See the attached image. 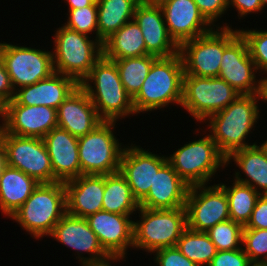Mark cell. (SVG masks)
I'll return each mask as SVG.
<instances>
[{
	"label": "cell",
	"mask_w": 267,
	"mask_h": 266,
	"mask_svg": "<svg viewBox=\"0 0 267 266\" xmlns=\"http://www.w3.org/2000/svg\"><path fill=\"white\" fill-rule=\"evenodd\" d=\"M260 101L262 102V94L239 95L225 109L209 116L202 123L206 124L208 129L205 131L209 132L226 157L235 150L257 144L256 141L251 143L247 139L248 136L252 138L250 134L258 121L262 120Z\"/></svg>",
	"instance_id": "1"
},
{
	"label": "cell",
	"mask_w": 267,
	"mask_h": 266,
	"mask_svg": "<svg viewBox=\"0 0 267 266\" xmlns=\"http://www.w3.org/2000/svg\"><path fill=\"white\" fill-rule=\"evenodd\" d=\"M79 86L88 94L103 121L118 122L135 116L133 99L120 80L115 62L103 55Z\"/></svg>",
	"instance_id": "2"
},
{
	"label": "cell",
	"mask_w": 267,
	"mask_h": 266,
	"mask_svg": "<svg viewBox=\"0 0 267 266\" xmlns=\"http://www.w3.org/2000/svg\"><path fill=\"white\" fill-rule=\"evenodd\" d=\"M184 67L180 53L158 57L152 64L141 90L133 98L136 116L181 106Z\"/></svg>",
	"instance_id": "3"
},
{
	"label": "cell",
	"mask_w": 267,
	"mask_h": 266,
	"mask_svg": "<svg viewBox=\"0 0 267 266\" xmlns=\"http://www.w3.org/2000/svg\"><path fill=\"white\" fill-rule=\"evenodd\" d=\"M66 213L63 182L39 183L30 197L10 217L33 239L48 237Z\"/></svg>",
	"instance_id": "4"
},
{
	"label": "cell",
	"mask_w": 267,
	"mask_h": 266,
	"mask_svg": "<svg viewBox=\"0 0 267 266\" xmlns=\"http://www.w3.org/2000/svg\"><path fill=\"white\" fill-rule=\"evenodd\" d=\"M202 132L206 135L180 145L182 147L173 154L167 155V162L190 187L211 184L218 172L226 169V156L208 132L205 129Z\"/></svg>",
	"instance_id": "5"
},
{
	"label": "cell",
	"mask_w": 267,
	"mask_h": 266,
	"mask_svg": "<svg viewBox=\"0 0 267 266\" xmlns=\"http://www.w3.org/2000/svg\"><path fill=\"white\" fill-rule=\"evenodd\" d=\"M133 227V250L152 253L161 248L175 247L187 228L185 207L148 209L140 207Z\"/></svg>",
	"instance_id": "6"
},
{
	"label": "cell",
	"mask_w": 267,
	"mask_h": 266,
	"mask_svg": "<svg viewBox=\"0 0 267 266\" xmlns=\"http://www.w3.org/2000/svg\"><path fill=\"white\" fill-rule=\"evenodd\" d=\"M54 32V46L51 49L54 70L72 77L80 84L102 56V44L96 38L81 34L63 24Z\"/></svg>",
	"instance_id": "7"
},
{
	"label": "cell",
	"mask_w": 267,
	"mask_h": 266,
	"mask_svg": "<svg viewBox=\"0 0 267 266\" xmlns=\"http://www.w3.org/2000/svg\"><path fill=\"white\" fill-rule=\"evenodd\" d=\"M116 123V121H103L94 130L78 138L81 175H106L119 172L126 144L124 145L115 136Z\"/></svg>",
	"instance_id": "8"
},
{
	"label": "cell",
	"mask_w": 267,
	"mask_h": 266,
	"mask_svg": "<svg viewBox=\"0 0 267 266\" xmlns=\"http://www.w3.org/2000/svg\"><path fill=\"white\" fill-rule=\"evenodd\" d=\"M237 28H224V51L218 77L240 95L261 94L263 77L256 75L259 73L251 59L247 41Z\"/></svg>",
	"instance_id": "9"
},
{
	"label": "cell",
	"mask_w": 267,
	"mask_h": 266,
	"mask_svg": "<svg viewBox=\"0 0 267 266\" xmlns=\"http://www.w3.org/2000/svg\"><path fill=\"white\" fill-rule=\"evenodd\" d=\"M240 94L220 77L183 76V98L180 108H184L203 123L209 116L225 109Z\"/></svg>",
	"instance_id": "10"
},
{
	"label": "cell",
	"mask_w": 267,
	"mask_h": 266,
	"mask_svg": "<svg viewBox=\"0 0 267 266\" xmlns=\"http://www.w3.org/2000/svg\"><path fill=\"white\" fill-rule=\"evenodd\" d=\"M0 144L7 166L19 169L38 183H54L50 157L42 138L16 136L1 128Z\"/></svg>",
	"instance_id": "11"
},
{
	"label": "cell",
	"mask_w": 267,
	"mask_h": 266,
	"mask_svg": "<svg viewBox=\"0 0 267 266\" xmlns=\"http://www.w3.org/2000/svg\"><path fill=\"white\" fill-rule=\"evenodd\" d=\"M0 58L14 91L50 77L54 72L52 51L0 42Z\"/></svg>",
	"instance_id": "12"
},
{
	"label": "cell",
	"mask_w": 267,
	"mask_h": 266,
	"mask_svg": "<svg viewBox=\"0 0 267 266\" xmlns=\"http://www.w3.org/2000/svg\"><path fill=\"white\" fill-rule=\"evenodd\" d=\"M185 209L187 228L196 232H206L230 219L226 192L218 183L191 186Z\"/></svg>",
	"instance_id": "13"
},
{
	"label": "cell",
	"mask_w": 267,
	"mask_h": 266,
	"mask_svg": "<svg viewBox=\"0 0 267 266\" xmlns=\"http://www.w3.org/2000/svg\"><path fill=\"white\" fill-rule=\"evenodd\" d=\"M224 51V28L185 41L179 46L184 75L218 77Z\"/></svg>",
	"instance_id": "14"
},
{
	"label": "cell",
	"mask_w": 267,
	"mask_h": 266,
	"mask_svg": "<svg viewBox=\"0 0 267 266\" xmlns=\"http://www.w3.org/2000/svg\"><path fill=\"white\" fill-rule=\"evenodd\" d=\"M0 123L6 133L43 138L58 127L57 110L43 105H20L12 99L3 106Z\"/></svg>",
	"instance_id": "15"
},
{
	"label": "cell",
	"mask_w": 267,
	"mask_h": 266,
	"mask_svg": "<svg viewBox=\"0 0 267 266\" xmlns=\"http://www.w3.org/2000/svg\"><path fill=\"white\" fill-rule=\"evenodd\" d=\"M66 248L75 251L79 266L88 262L107 259L109 255L101 247L97 236L85 218L65 213L48 236ZM87 254L88 256H86ZM85 255V256H84Z\"/></svg>",
	"instance_id": "16"
},
{
	"label": "cell",
	"mask_w": 267,
	"mask_h": 266,
	"mask_svg": "<svg viewBox=\"0 0 267 266\" xmlns=\"http://www.w3.org/2000/svg\"><path fill=\"white\" fill-rule=\"evenodd\" d=\"M140 145L128 143L122 153L120 173L126 178L133 196L140 202L149 192L157 172L166 162V155H159Z\"/></svg>",
	"instance_id": "17"
},
{
	"label": "cell",
	"mask_w": 267,
	"mask_h": 266,
	"mask_svg": "<svg viewBox=\"0 0 267 266\" xmlns=\"http://www.w3.org/2000/svg\"><path fill=\"white\" fill-rule=\"evenodd\" d=\"M162 9L170 37L180 46L214 27L204 18L194 0H155Z\"/></svg>",
	"instance_id": "18"
},
{
	"label": "cell",
	"mask_w": 267,
	"mask_h": 266,
	"mask_svg": "<svg viewBox=\"0 0 267 266\" xmlns=\"http://www.w3.org/2000/svg\"><path fill=\"white\" fill-rule=\"evenodd\" d=\"M132 216L102 210L85 219L109 256L126 257L128 250L133 248Z\"/></svg>",
	"instance_id": "19"
},
{
	"label": "cell",
	"mask_w": 267,
	"mask_h": 266,
	"mask_svg": "<svg viewBox=\"0 0 267 266\" xmlns=\"http://www.w3.org/2000/svg\"><path fill=\"white\" fill-rule=\"evenodd\" d=\"M133 19L143 33L150 55L170 57L179 53V46L170 37L162 9L155 0H142L135 8Z\"/></svg>",
	"instance_id": "20"
},
{
	"label": "cell",
	"mask_w": 267,
	"mask_h": 266,
	"mask_svg": "<svg viewBox=\"0 0 267 266\" xmlns=\"http://www.w3.org/2000/svg\"><path fill=\"white\" fill-rule=\"evenodd\" d=\"M42 139L50 157L54 183H64L81 175L77 137L56 127Z\"/></svg>",
	"instance_id": "21"
},
{
	"label": "cell",
	"mask_w": 267,
	"mask_h": 266,
	"mask_svg": "<svg viewBox=\"0 0 267 266\" xmlns=\"http://www.w3.org/2000/svg\"><path fill=\"white\" fill-rule=\"evenodd\" d=\"M58 127L79 138L94 130L103 120L88 94L78 86L57 108Z\"/></svg>",
	"instance_id": "22"
},
{
	"label": "cell",
	"mask_w": 267,
	"mask_h": 266,
	"mask_svg": "<svg viewBox=\"0 0 267 266\" xmlns=\"http://www.w3.org/2000/svg\"><path fill=\"white\" fill-rule=\"evenodd\" d=\"M78 86L72 77L54 72L44 80L15 90L13 100L20 105H43L57 110Z\"/></svg>",
	"instance_id": "23"
},
{
	"label": "cell",
	"mask_w": 267,
	"mask_h": 266,
	"mask_svg": "<svg viewBox=\"0 0 267 266\" xmlns=\"http://www.w3.org/2000/svg\"><path fill=\"white\" fill-rule=\"evenodd\" d=\"M190 186L166 162L157 172L148 194L139 202L148 209H174L185 207Z\"/></svg>",
	"instance_id": "24"
},
{
	"label": "cell",
	"mask_w": 267,
	"mask_h": 266,
	"mask_svg": "<svg viewBox=\"0 0 267 266\" xmlns=\"http://www.w3.org/2000/svg\"><path fill=\"white\" fill-rule=\"evenodd\" d=\"M66 190V212L86 218L102 211L104 175H80L64 182Z\"/></svg>",
	"instance_id": "25"
},
{
	"label": "cell",
	"mask_w": 267,
	"mask_h": 266,
	"mask_svg": "<svg viewBox=\"0 0 267 266\" xmlns=\"http://www.w3.org/2000/svg\"><path fill=\"white\" fill-rule=\"evenodd\" d=\"M232 162L233 166L236 164L232 180L251 186L260 195H267V154L258 143L233 151L226 157V167Z\"/></svg>",
	"instance_id": "26"
},
{
	"label": "cell",
	"mask_w": 267,
	"mask_h": 266,
	"mask_svg": "<svg viewBox=\"0 0 267 266\" xmlns=\"http://www.w3.org/2000/svg\"><path fill=\"white\" fill-rule=\"evenodd\" d=\"M38 182L19 169L4 164L0 172V210L9 218L30 197Z\"/></svg>",
	"instance_id": "27"
},
{
	"label": "cell",
	"mask_w": 267,
	"mask_h": 266,
	"mask_svg": "<svg viewBox=\"0 0 267 266\" xmlns=\"http://www.w3.org/2000/svg\"><path fill=\"white\" fill-rule=\"evenodd\" d=\"M148 54L143 33L134 19L111 34L102 44V55L112 61Z\"/></svg>",
	"instance_id": "28"
},
{
	"label": "cell",
	"mask_w": 267,
	"mask_h": 266,
	"mask_svg": "<svg viewBox=\"0 0 267 266\" xmlns=\"http://www.w3.org/2000/svg\"><path fill=\"white\" fill-rule=\"evenodd\" d=\"M142 0H96L98 41L103 44L111 34L133 20L136 6Z\"/></svg>",
	"instance_id": "29"
},
{
	"label": "cell",
	"mask_w": 267,
	"mask_h": 266,
	"mask_svg": "<svg viewBox=\"0 0 267 266\" xmlns=\"http://www.w3.org/2000/svg\"><path fill=\"white\" fill-rule=\"evenodd\" d=\"M140 208L126 178L119 172L104 175L102 210L121 215H134Z\"/></svg>",
	"instance_id": "30"
},
{
	"label": "cell",
	"mask_w": 267,
	"mask_h": 266,
	"mask_svg": "<svg viewBox=\"0 0 267 266\" xmlns=\"http://www.w3.org/2000/svg\"><path fill=\"white\" fill-rule=\"evenodd\" d=\"M232 185L218 183L226 192L230 219L245 226L260 194L251 186L230 180Z\"/></svg>",
	"instance_id": "31"
},
{
	"label": "cell",
	"mask_w": 267,
	"mask_h": 266,
	"mask_svg": "<svg viewBox=\"0 0 267 266\" xmlns=\"http://www.w3.org/2000/svg\"><path fill=\"white\" fill-rule=\"evenodd\" d=\"M157 58V56L148 54L114 60L119 71L120 80L132 99L141 90L142 84Z\"/></svg>",
	"instance_id": "32"
},
{
	"label": "cell",
	"mask_w": 267,
	"mask_h": 266,
	"mask_svg": "<svg viewBox=\"0 0 267 266\" xmlns=\"http://www.w3.org/2000/svg\"><path fill=\"white\" fill-rule=\"evenodd\" d=\"M176 247L190 261L198 266H209L217 249L206 232L186 228L177 241Z\"/></svg>",
	"instance_id": "33"
},
{
	"label": "cell",
	"mask_w": 267,
	"mask_h": 266,
	"mask_svg": "<svg viewBox=\"0 0 267 266\" xmlns=\"http://www.w3.org/2000/svg\"><path fill=\"white\" fill-rule=\"evenodd\" d=\"M243 229L244 226L240 223L229 219L217 223L206 233L209 235L217 251H230L242 247Z\"/></svg>",
	"instance_id": "34"
},
{
	"label": "cell",
	"mask_w": 267,
	"mask_h": 266,
	"mask_svg": "<svg viewBox=\"0 0 267 266\" xmlns=\"http://www.w3.org/2000/svg\"><path fill=\"white\" fill-rule=\"evenodd\" d=\"M239 32L247 41L251 59L256 64L259 75H267V29L242 27ZM266 73V75H265Z\"/></svg>",
	"instance_id": "35"
},
{
	"label": "cell",
	"mask_w": 267,
	"mask_h": 266,
	"mask_svg": "<svg viewBox=\"0 0 267 266\" xmlns=\"http://www.w3.org/2000/svg\"><path fill=\"white\" fill-rule=\"evenodd\" d=\"M67 11L66 15L68 16L65 17L68 19L63 25L87 36L93 35L92 37L98 40L97 6H86Z\"/></svg>",
	"instance_id": "36"
},
{
	"label": "cell",
	"mask_w": 267,
	"mask_h": 266,
	"mask_svg": "<svg viewBox=\"0 0 267 266\" xmlns=\"http://www.w3.org/2000/svg\"><path fill=\"white\" fill-rule=\"evenodd\" d=\"M242 248L251 263H267V229H243Z\"/></svg>",
	"instance_id": "37"
},
{
	"label": "cell",
	"mask_w": 267,
	"mask_h": 266,
	"mask_svg": "<svg viewBox=\"0 0 267 266\" xmlns=\"http://www.w3.org/2000/svg\"><path fill=\"white\" fill-rule=\"evenodd\" d=\"M200 12L204 18L214 27V28H229L232 24L224 23L220 21L222 25L218 22L220 18L227 13L229 9L228 0H194ZM223 15V16H222ZM218 22V23H217ZM217 23V24H216Z\"/></svg>",
	"instance_id": "38"
},
{
	"label": "cell",
	"mask_w": 267,
	"mask_h": 266,
	"mask_svg": "<svg viewBox=\"0 0 267 266\" xmlns=\"http://www.w3.org/2000/svg\"><path fill=\"white\" fill-rule=\"evenodd\" d=\"M152 254V259L156 263V266H198L184 256L176 246L161 248Z\"/></svg>",
	"instance_id": "39"
},
{
	"label": "cell",
	"mask_w": 267,
	"mask_h": 266,
	"mask_svg": "<svg viewBox=\"0 0 267 266\" xmlns=\"http://www.w3.org/2000/svg\"><path fill=\"white\" fill-rule=\"evenodd\" d=\"M251 264L243 248L217 251L209 266H249Z\"/></svg>",
	"instance_id": "40"
},
{
	"label": "cell",
	"mask_w": 267,
	"mask_h": 266,
	"mask_svg": "<svg viewBox=\"0 0 267 266\" xmlns=\"http://www.w3.org/2000/svg\"><path fill=\"white\" fill-rule=\"evenodd\" d=\"M244 229H267V195H260Z\"/></svg>",
	"instance_id": "41"
},
{
	"label": "cell",
	"mask_w": 267,
	"mask_h": 266,
	"mask_svg": "<svg viewBox=\"0 0 267 266\" xmlns=\"http://www.w3.org/2000/svg\"><path fill=\"white\" fill-rule=\"evenodd\" d=\"M228 7L231 10H236V12L238 13V18L242 20V18L246 19V17H248V15H252V14H258V13H263L265 11L263 8V4L261 2V0H228ZM234 9H232V8ZM262 11V12H261Z\"/></svg>",
	"instance_id": "42"
},
{
	"label": "cell",
	"mask_w": 267,
	"mask_h": 266,
	"mask_svg": "<svg viewBox=\"0 0 267 266\" xmlns=\"http://www.w3.org/2000/svg\"><path fill=\"white\" fill-rule=\"evenodd\" d=\"M14 97V89L10 76L0 58V104L4 106Z\"/></svg>",
	"instance_id": "43"
},
{
	"label": "cell",
	"mask_w": 267,
	"mask_h": 266,
	"mask_svg": "<svg viewBox=\"0 0 267 266\" xmlns=\"http://www.w3.org/2000/svg\"><path fill=\"white\" fill-rule=\"evenodd\" d=\"M67 3V10L78 9L86 6H97L96 0H64Z\"/></svg>",
	"instance_id": "44"
},
{
	"label": "cell",
	"mask_w": 267,
	"mask_h": 266,
	"mask_svg": "<svg viewBox=\"0 0 267 266\" xmlns=\"http://www.w3.org/2000/svg\"><path fill=\"white\" fill-rule=\"evenodd\" d=\"M127 257H117V256H109L107 259H104L102 261H97V262H88L84 263L81 266H112L113 263L125 261L126 262Z\"/></svg>",
	"instance_id": "45"
},
{
	"label": "cell",
	"mask_w": 267,
	"mask_h": 266,
	"mask_svg": "<svg viewBox=\"0 0 267 266\" xmlns=\"http://www.w3.org/2000/svg\"><path fill=\"white\" fill-rule=\"evenodd\" d=\"M261 94H262V103H267V77H263Z\"/></svg>",
	"instance_id": "46"
},
{
	"label": "cell",
	"mask_w": 267,
	"mask_h": 266,
	"mask_svg": "<svg viewBox=\"0 0 267 266\" xmlns=\"http://www.w3.org/2000/svg\"><path fill=\"white\" fill-rule=\"evenodd\" d=\"M263 150L264 152L267 154V136H266V140L261 144H258Z\"/></svg>",
	"instance_id": "47"
},
{
	"label": "cell",
	"mask_w": 267,
	"mask_h": 266,
	"mask_svg": "<svg viewBox=\"0 0 267 266\" xmlns=\"http://www.w3.org/2000/svg\"><path fill=\"white\" fill-rule=\"evenodd\" d=\"M249 266H267V263H251Z\"/></svg>",
	"instance_id": "48"
},
{
	"label": "cell",
	"mask_w": 267,
	"mask_h": 266,
	"mask_svg": "<svg viewBox=\"0 0 267 266\" xmlns=\"http://www.w3.org/2000/svg\"><path fill=\"white\" fill-rule=\"evenodd\" d=\"M4 161H3V158L2 156H0V172H1V169H2V166L4 165Z\"/></svg>",
	"instance_id": "49"
},
{
	"label": "cell",
	"mask_w": 267,
	"mask_h": 266,
	"mask_svg": "<svg viewBox=\"0 0 267 266\" xmlns=\"http://www.w3.org/2000/svg\"><path fill=\"white\" fill-rule=\"evenodd\" d=\"M264 10L267 8V0H261ZM266 7V8H265Z\"/></svg>",
	"instance_id": "50"
},
{
	"label": "cell",
	"mask_w": 267,
	"mask_h": 266,
	"mask_svg": "<svg viewBox=\"0 0 267 266\" xmlns=\"http://www.w3.org/2000/svg\"><path fill=\"white\" fill-rule=\"evenodd\" d=\"M2 114H3V106L0 104V120L2 118Z\"/></svg>",
	"instance_id": "51"
},
{
	"label": "cell",
	"mask_w": 267,
	"mask_h": 266,
	"mask_svg": "<svg viewBox=\"0 0 267 266\" xmlns=\"http://www.w3.org/2000/svg\"><path fill=\"white\" fill-rule=\"evenodd\" d=\"M0 138H1V125H0ZM0 156H1V144H0Z\"/></svg>",
	"instance_id": "52"
}]
</instances>
